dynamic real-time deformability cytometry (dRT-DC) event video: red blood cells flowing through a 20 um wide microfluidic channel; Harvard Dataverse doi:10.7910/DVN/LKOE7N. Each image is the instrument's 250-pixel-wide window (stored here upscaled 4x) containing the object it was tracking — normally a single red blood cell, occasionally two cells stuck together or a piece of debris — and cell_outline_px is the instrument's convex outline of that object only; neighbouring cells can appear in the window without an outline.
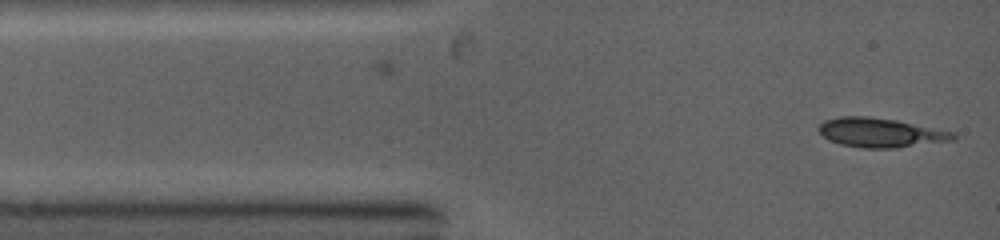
{"species": "common noctule bat (a hibernating species)", "species_latin": "Nyctalus noctula", "temperature_condition": "warm", "stored_images_in_passage": 3, "camera_frame_rate_fps": 5000, "um_per_image_px": 0.085, "animal": {"sex": "female", "body_mass_g": 19.0, "forearm_length_mm": 53.3}, "frame": {"image": 1, "passage_image": 3, "time_ms": 0.8, "image_size_px": [1000, 240], "cell_outline_px": [[956, 140], [896, 148], [864, 148], [840, 144], [828, 140], [816, 128], [824, 120], [840, 116], [868, 116], [896, 120], [956, 132]], "centroid_in_image_um": [74.86, 11.27], "position_along_channel_um": 10.1, "area_um2": 23.12}}